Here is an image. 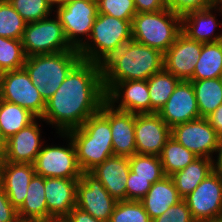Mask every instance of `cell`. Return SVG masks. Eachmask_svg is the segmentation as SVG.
Masks as SVG:
<instances>
[{
    "instance_id": "6da1fadb",
    "label": "cell",
    "mask_w": 222,
    "mask_h": 222,
    "mask_svg": "<svg viewBox=\"0 0 222 222\" xmlns=\"http://www.w3.org/2000/svg\"><path fill=\"white\" fill-rule=\"evenodd\" d=\"M105 101L102 66L81 60L46 101L41 119L55 127L56 133H67L98 113Z\"/></svg>"
},
{
    "instance_id": "7a4b0ae2",
    "label": "cell",
    "mask_w": 222,
    "mask_h": 222,
    "mask_svg": "<svg viewBox=\"0 0 222 222\" xmlns=\"http://www.w3.org/2000/svg\"><path fill=\"white\" fill-rule=\"evenodd\" d=\"M163 59L160 50L130 40L101 64L105 92L116 82L148 80L164 68Z\"/></svg>"
},
{
    "instance_id": "3957f363",
    "label": "cell",
    "mask_w": 222,
    "mask_h": 222,
    "mask_svg": "<svg viewBox=\"0 0 222 222\" xmlns=\"http://www.w3.org/2000/svg\"><path fill=\"white\" fill-rule=\"evenodd\" d=\"M74 143L82 172H90L114 155L110 122L100 113L90 116L79 128L67 132Z\"/></svg>"
},
{
    "instance_id": "277c9868",
    "label": "cell",
    "mask_w": 222,
    "mask_h": 222,
    "mask_svg": "<svg viewBox=\"0 0 222 222\" xmlns=\"http://www.w3.org/2000/svg\"><path fill=\"white\" fill-rule=\"evenodd\" d=\"M132 40V21L98 13L88 40L78 49L84 61L102 64Z\"/></svg>"
},
{
    "instance_id": "5b68a950",
    "label": "cell",
    "mask_w": 222,
    "mask_h": 222,
    "mask_svg": "<svg viewBox=\"0 0 222 222\" xmlns=\"http://www.w3.org/2000/svg\"><path fill=\"white\" fill-rule=\"evenodd\" d=\"M82 60L78 50L26 57L23 68L46 102L57 91L69 72Z\"/></svg>"
},
{
    "instance_id": "8992f818",
    "label": "cell",
    "mask_w": 222,
    "mask_h": 222,
    "mask_svg": "<svg viewBox=\"0 0 222 222\" xmlns=\"http://www.w3.org/2000/svg\"><path fill=\"white\" fill-rule=\"evenodd\" d=\"M181 33V15L168 7L137 13L132 21V39L165 53Z\"/></svg>"
},
{
    "instance_id": "52a82bcc",
    "label": "cell",
    "mask_w": 222,
    "mask_h": 222,
    "mask_svg": "<svg viewBox=\"0 0 222 222\" xmlns=\"http://www.w3.org/2000/svg\"><path fill=\"white\" fill-rule=\"evenodd\" d=\"M36 22L27 23L22 37L26 57L77 50L67 41L63 26L55 15Z\"/></svg>"
},
{
    "instance_id": "ba28073f",
    "label": "cell",
    "mask_w": 222,
    "mask_h": 222,
    "mask_svg": "<svg viewBox=\"0 0 222 222\" xmlns=\"http://www.w3.org/2000/svg\"><path fill=\"white\" fill-rule=\"evenodd\" d=\"M54 12L63 26L67 41L78 50L90 37L98 14L97 0H68ZM84 35L87 38L84 39Z\"/></svg>"
},
{
    "instance_id": "9c48e42d",
    "label": "cell",
    "mask_w": 222,
    "mask_h": 222,
    "mask_svg": "<svg viewBox=\"0 0 222 222\" xmlns=\"http://www.w3.org/2000/svg\"><path fill=\"white\" fill-rule=\"evenodd\" d=\"M59 135L66 137L65 140L69 139L66 141L67 146L43 145L33 163L34 171L36 175L44 178L80 179L82 170L77 162L74 143L67 133H59Z\"/></svg>"
},
{
    "instance_id": "30bf717a",
    "label": "cell",
    "mask_w": 222,
    "mask_h": 222,
    "mask_svg": "<svg viewBox=\"0 0 222 222\" xmlns=\"http://www.w3.org/2000/svg\"><path fill=\"white\" fill-rule=\"evenodd\" d=\"M184 200L196 222H222V176L213 170Z\"/></svg>"
},
{
    "instance_id": "8fae6325",
    "label": "cell",
    "mask_w": 222,
    "mask_h": 222,
    "mask_svg": "<svg viewBox=\"0 0 222 222\" xmlns=\"http://www.w3.org/2000/svg\"><path fill=\"white\" fill-rule=\"evenodd\" d=\"M0 99L17 104L42 118L46 102L24 68L6 71L0 81Z\"/></svg>"
},
{
    "instance_id": "7c38bea8",
    "label": "cell",
    "mask_w": 222,
    "mask_h": 222,
    "mask_svg": "<svg viewBox=\"0 0 222 222\" xmlns=\"http://www.w3.org/2000/svg\"><path fill=\"white\" fill-rule=\"evenodd\" d=\"M171 137L197 157L213 158L219 136L206 118L178 124L171 128Z\"/></svg>"
},
{
    "instance_id": "4fadbf2b",
    "label": "cell",
    "mask_w": 222,
    "mask_h": 222,
    "mask_svg": "<svg viewBox=\"0 0 222 222\" xmlns=\"http://www.w3.org/2000/svg\"><path fill=\"white\" fill-rule=\"evenodd\" d=\"M117 201L90 172H82L77 183L76 207L96 219L109 222Z\"/></svg>"
},
{
    "instance_id": "5bb4252c",
    "label": "cell",
    "mask_w": 222,
    "mask_h": 222,
    "mask_svg": "<svg viewBox=\"0 0 222 222\" xmlns=\"http://www.w3.org/2000/svg\"><path fill=\"white\" fill-rule=\"evenodd\" d=\"M136 154H161L162 148L171 137V128L157 113L135 114Z\"/></svg>"
},
{
    "instance_id": "9a60e30c",
    "label": "cell",
    "mask_w": 222,
    "mask_h": 222,
    "mask_svg": "<svg viewBox=\"0 0 222 222\" xmlns=\"http://www.w3.org/2000/svg\"><path fill=\"white\" fill-rule=\"evenodd\" d=\"M202 44L189 39L181 32L164 53V69L180 81H190L201 55Z\"/></svg>"
},
{
    "instance_id": "2e32d148",
    "label": "cell",
    "mask_w": 222,
    "mask_h": 222,
    "mask_svg": "<svg viewBox=\"0 0 222 222\" xmlns=\"http://www.w3.org/2000/svg\"><path fill=\"white\" fill-rule=\"evenodd\" d=\"M99 112L110 122L114 155L129 158L136 154L135 113L115 109L107 101Z\"/></svg>"
},
{
    "instance_id": "e0dca14e",
    "label": "cell",
    "mask_w": 222,
    "mask_h": 222,
    "mask_svg": "<svg viewBox=\"0 0 222 222\" xmlns=\"http://www.w3.org/2000/svg\"><path fill=\"white\" fill-rule=\"evenodd\" d=\"M106 101L121 111L135 114L151 113L147 80L116 82L106 92Z\"/></svg>"
},
{
    "instance_id": "ac0fdd59",
    "label": "cell",
    "mask_w": 222,
    "mask_h": 222,
    "mask_svg": "<svg viewBox=\"0 0 222 222\" xmlns=\"http://www.w3.org/2000/svg\"><path fill=\"white\" fill-rule=\"evenodd\" d=\"M157 114L170 128L199 119L200 113L192 83L180 81Z\"/></svg>"
},
{
    "instance_id": "d6986e66",
    "label": "cell",
    "mask_w": 222,
    "mask_h": 222,
    "mask_svg": "<svg viewBox=\"0 0 222 222\" xmlns=\"http://www.w3.org/2000/svg\"><path fill=\"white\" fill-rule=\"evenodd\" d=\"M42 120L36 118L32 123L5 141L4 161L12 163L33 164L44 141L38 124Z\"/></svg>"
},
{
    "instance_id": "ffe728a7",
    "label": "cell",
    "mask_w": 222,
    "mask_h": 222,
    "mask_svg": "<svg viewBox=\"0 0 222 222\" xmlns=\"http://www.w3.org/2000/svg\"><path fill=\"white\" fill-rule=\"evenodd\" d=\"M79 179L44 178L47 222L65 219L76 206Z\"/></svg>"
},
{
    "instance_id": "44dd1931",
    "label": "cell",
    "mask_w": 222,
    "mask_h": 222,
    "mask_svg": "<svg viewBox=\"0 0 222 222\" xmlns=\"http://www.w3.org/2000/svg\"><path fill=\"white\" fill-rule=\"evenodd\" d=\"M221 12L222 4H215L211 7L201 10H193L181 16V32L189 39L202 43H215L222 41V33H215L217 26H222L216 19V13ZM215 33V35H214Z\"/></svg>"
},
{
    "instance_id": "7402d4cb",
    "label": "cell",
    "mask_w": 222,
    "mask_h": 222,
    "mask_svg": "<svg viewBox=\"0 0 222 222\" xmlns=\"http://www.w3.org/2000/svg\"><path fill=\"white\" fill-rule=\"evenodd\" d=\"M130 170L128 157L112 155L90 173L102 183L116 201H123L126 200V184Z\"/></svg>"
},
{
    "instance_id": "603a6c76",
    "label": "cell",
    "mask_w": 222,
    "mask_h": 222,
    "mask_svg": "<svg viewBox=\"0 0 222 222\" xmlns=\"http://www.w3.org/2000/svg\"><path fill=\"white\" fill-rule=\"evenodd\" d=\"M35 174L33 164L3 161L0 185L16 210L24 203L28 186Z\"/></svg>"
},
{
    "instance_id": "cb8c5ba5",
    "label": "cell",
    "mask_w": 222,
    "mask_h": 222,
    "mask_svg": "<svg viewBox=\"0 0 222 222\" xmlns=\"http://www.w3.org/2000/svg\"><path fill=\"white\" fill-rule=\"evenodd\" d=\"M182 198L175 188L170 176H165L152 184L148 193L140 200L151 220L166 212L170 206L177 204Z\"/></svg>"
},
{
    "instance_id": "d4e9b609",
    "label": "cell",
    "mask_w": 222,
    "mask_h": 222,
    "mask_svg": "<svg viewBox=\"0 0 222 222\" xmlns=\"http://www.w3.org/2000/svg\"><path fill=\"white\" fill-rule=\"evenodd\" d=\"M44 177L34 175L22 206L17 210L20 222H47Z\"/></svg>"
},
{
    "instance_id": "484cf974",
    "label": "cell",
    "mask_w": 222,
    "mask_h": 222,
    "mask_svg": "<svg viewBox=\"0 0 222 222\" xmlns=\"http://www.w3.org/2000/svg\"><path fill=\"white\" fill-rule=\"evenodd\" d=\"M214 170L213 159L197 157L181 171L171 175L182 199L188 196Z\"/></svg>"
},
{
    "instance_id": "4316f807",
    "label": "cell",
    "mask_w": 222,
    "mask_h": 222,
    "mask_svg": "<svg viewBox=\"0 0 222 222\" xmlns=\"http://www.w3.org/2000/svg\"><path fill=\"white\" fill-rule=\"evenodd\" d=\"M200 118H206L222 104V78L190 80Z\"/></svg>"
},
{
    "instance_id": "83f0119b",
    "label": "cell",
    "mask_w": 222,
    "mask_h": 222,
    "mask_svg": "<svg viewBox=\"0 0 222 222\" xmlns=\"http://www.w3.org/2000/svg\"><path fill=\"white\" fill-rule=\"evenodd\" d=\"M36 118L29 110L0 99V130L4 141L32 123Z\"/></svg>"
},
{
    "instance_id": "f1b7e54d",
    "label": "cell",
    "mask_w": 222,
    "mask_h": 222,
    "mask_svg": "<svg viewBox=\"0 0 222 222\" xmlns=\"http://www.w3.org/2000/svg\"><path fill=\"white\" fill-rule=\"evenodd\" d=\"M222 78V41L203 43L191 80Z\"/></svg>"
},
{
    "instance_id": "f546056e",
    "label": "cell",
    "mask_w": 222,
    "mask_h": 222,
    "mask_svg": "<svg viewBox=\"0 0 222 222\" xmlns=\"http://www.w3.org/2000/svg\"><path fill=\"white\" fill-rule=\"evenodd\" d=\"M180 80L164 68L148 80L151 113H158L166 104Z\"/></svg>"
},
{
    "instance_id": "4dcf8cb0",
    "label": "cell",
    "mask_w": 222,
    "mask_h": 222,
    "mask_svg": "<svg viewBox=\"0 0 222 222\" xmlns=\"http://www.w3.org/2000/svg\"><path fill=\"white\" fill-rule=\"evenodd\" d=\"M166 176H171L192 163L197 156L170 137L159 155Z\"/></svg>"
},
{
    "instance_id": "1f68e13d",
    "label": "cell",
    "mask_w": 222,
    "mask_h": 222,
    "mask_svg": "<svg viewBox=\"0 0 222 222\" xmlns=\"http://www.w3.org/2000/svg\"><path fill=\"white\" fill-rule=\"evenodd\" d=\"M26 22L8 0H0V36L22 39Z\"/></svg>"
},
{
    "instance_id": "d6a6232c",
    "label": "cell",
    "mask_w": 222,
    "mask_h": 222,
    "mask_svg": "<svg viewBox=\"0 0 222 222\" xmlns=\"http://www.w3.org/2000/svg\"><path fill=\"white\" fill-rule=\"evenodd\" d=\"M25 60L22 39L0 36V68L3 72L22 69Z\"/></svg>"
},
{
    "instance_id": "836d02e7",
    "label": "cell",
    "mask_w": 222,
    "mask_h": 222,
    "mask_svg": "<svg viewBox=\"0 0 222 222\" xmlns=\"http://www.w3.org/2000/svg\"><path fill=\"white\" fill-rule=\"evenodd\" d=\"M129 164L136 177L152 178V184L166 176L159 156L134 154L129 157Z\"/></svg>"
},
{
    "instance_id": "e575fe53",
    "label": "cell",
    "mask_w": 222,
    "mask_h": 222,
    "mask_svg": "<svg viewBox=\"0 0 222 222\" xmlns=\"http://www.w3.org/2000/svg\"><path fill=\"white\" fill-rule=\"evenodd\" d=\"M109 222H152L141 201H117Z\"/></svg>"
},
{
    "instance_id": "d590c367",
    "label": "cell",
    "mask_w": 222,
    "mask_h": 222,
    "mask_svg": "<svg viewBox=\"0 0 222 222\" xmlns=\"http://www.w3.org/2000/svg\"><path fill=\"white\" fill-rule=\"evenodd\" d=\"M26 23L49 17L53 9L46 0H8Z\"/></svg>"
},
{
    "instance_id": "8d00e7d4",
    "label": "cell",
    "mask_w": 222,
    "mask_h": 222,
    "mask_svg": "<svg viewBox=\"0 0 222 222\" xmlns=\"http://www.w3.org/2000/svg\"><path fill=\"white\" fill-rule=\"evenodd\" d=\"M98 13L133 21L137 14L134 0H97Z\"/></svg>"
},
{
    "instance_id": "74e56055",
    "label": "cell",
    "mask_w": 222,
    "mask_h": 222,
    "mask_svg": "<svg viewBox=\"0 0 222 222\" xmlns=\"http://www.w3.org/2000/svg\"><path fill=\"white\" fill-rule=\"evenodd\" d=\"M152 186V178L136 177L130 170L126 184V200L140 201Z\"/></svg>"
},
{
    "instance_id": "f35d334b",
    "label": "cell",
    "mask_w": 222,
    "mask_h": 222,
    "mask_svg": "<svg viewBox=\"0 0 222 222\" xmlns=\"http://www.w3.org/2000/svg\"><path fill=\"white\" fill-rule=\"evenodd\" d=\"M152 222H196L184 199L170 208Z\"/></svg>"
},
{
    "instance_id": "ab89813d",
    "label": "cell",
    "mask_w": 222,
    "mask_h": 222,
    "mask_svg": "<svg viewBox=\"0 0 222 222\" xmlns=\"http://www.w3.org/2000/svg\"><path fill=\"white\" fill-rule=\"evenodd\" d=\"M167 7L179 15L201 10L217 4L214 0H166Z\"/></svg>"
},
{
    "instance_id": "60d3db41",
    "label": "cell",
    "mask_w": 222,
    "mask_h": 222,
    "mask_svg": "<svg viewBox=\"0 0 222 222\" xmlns=\"http://www.w3.org/2000/svg\"><path fill=\"white\" fill-rule=\"evenodd\" d=\"M0 222H20L17 210L10 203L7 194L0 185Z\"/></svg>"
},
{
    "instance_id": "b9f144b4",
    "label": "cell",
    "mask_w": 222,
    "mask_h": 222,
    "mask_svg": "<svg viewBox=\"0 0 222 222\" xmlns=\"http://www.w3.org/2000/svg\"><path fill=\"white\" fill-rule=\"evenodd\" d=\"M137 13L156 12L167 8L166 0H134Z\"/></svg>"
},
{
    "instance_id": "7bdbcfd3",
    "label": "cell",
    "mask_w": 222,
    "mask_h": 222,
    "mask_svg": "<svg viewBox=\"0 0 222 222\" xmlns=\"http://www.w3.org/2000/svg\"><path fill=\"white\" fill-rule=\"evenodd\" d=\"M65 220L67 222H103L76 206L70 211Z\"/></svg>"
},
{
    "instance_id": "ee69618b",
    "label": "cell",
    "mask_w": 222,
    "mask_h": 222,
    "mask_svg": "<svg viewBox=\"0 0 222 222\" xmlns=\"http://www.w3.org/2000/svg\"><path fill=\"white\" fill-rule=\"evenodd\" d=\"M209 124L213 127L219 137L222 136V104L208 117Z\"/></svg>"
},
{
    "instance_id": "f6af8a7d",
    "label": "cell",
    "mask_w": 222,
    "mask_h": 222,
    "mask_svg": "<svg viewBox=\"0 0 222 222\" xmlns=\"http://www.w3.org/2000/svg\"><path fill=\"white\" fill-rule=\"evenodd\" d=\"M216 154H217L216 156L217 158L213 159V167H214V170L222 176V136L219 137Z\"/></svg>"
},
{
    "instance_id": "bcb514c9",
    "label": "cell",
    "mask_w": 222,
    "mask_h": 222,
    "mask_svg": "<svg viewBox=\"0 0 222 222\" xmlns=\"http://www.w3.org/2000/svg\"><path fill=\"white\" fill-rule=\"evenodd\" d=\"M68 0H46L49 6L54 10V7L63 6ZM56 5V6H55Z\"/></svg>"
},
{
    "instance_id": "7dc6e473",
    "label": "cell",
    "mask_w": 222,
    "mask_h": 222,
    "mask_svg": "<svg viewBox=\"0 0 222 222\" xmlns=\"http://www.w3.org/2000/svg\"><path fill=\"white\" fill-rule=\"evenodd\" d=\"M4 145L5 141H0V158H4Z\"/></svg>"
},
{
    "instance_id": "c3c4849f",
    "label": "cell",
    "mask_w": 222,
    "mask_h": 222,
    "mask_svg": "<svg viewBox=\"0 0 222 222\" xmlns=\"http://www.w3.org/2000/svg\"><path fill=\"white\" fill-rule=\"evenodd\" d=\"M3 161H4V158H0V184H1V168H2Z\"/></svg>"
},
{
    "instance_id": "681fc988",
    "label": "cell",
    "mask_w": 222,
    "mask_h": 222,
    "mask_svg": "<svg viewBox=\"0 0 222 222\" xmlns=\"http://www.w3.org/2000/svg\"><path fill=\"white\" fill-rule=\"evenodd\" d=\"M50 222H67L65 219H61V220H51Z\"/></svg>"
},
{
    "instance_id": "f907efd6",
    "label": "cell",
    "mask_w": 222,
    "mask_h": 222,
    "mask_svg": "<svg viewBox=\"0 0 222 222\" xmlns=\"http://www.w3.org/2000/svg\"><path fill=\"white\" fill-rule=\"evenodd\" d=\"M3 74H4V72H3V70L0 68V81H1V79H2V77H3Z\"/></svg>"
},
{
    "instance_id": "816d5d0a",
    "label": "cell",
    "mask_w": 222,
    "mask_h": 222,
    "mask_svg": "<svg viewBox=\"0 0 222 222\" xmlns=\"http://www.w3.org/2000/svg\"><path fill=\"white\" fill-rule=\"evenodd\" d=\"M217 4H222V0H214Z\"/></svg>"
},
{
    "instance_id": "f5cc1de1",
    "label": "cell",
    "mask_w": 222,
    "mask_h": 222,
    "mask_svg": "<svg viewBox=\"0 0 222 222\" xmlns=\"http://www.w3.org/2000/svg\"><path fill=\"white\" fill-rule=\"evenodd\" d=\"M0 141H4V140L2 139L1 130H0Z\"/></svg>"
}]
</instances>
